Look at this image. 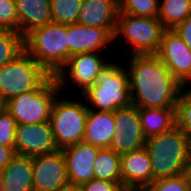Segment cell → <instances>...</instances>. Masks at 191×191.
<instances>
[{
    "label": "cell",
    "mask_w": 191,
    "mask_h": 191,
    "mask_svg": "<svg viewBox=\"0 0 191 191\" xmlns=\"http://www.w3.org/2000/svg\"><path fill=\"white\" fill-rule=\"evenodd\" d=\"M25 51L51 75L68 61V25L50 22L24 36Z\"/></svg>",
    "instance_id": "cell-4"
},
{
    "label": "cell",
    "mask_w": 191,
    "mask_h": 191,
    "mask_svg": "<svg viewBox=\"0 0 191 191\" xmlns=\"http://www.w3.org/2000/svg\"><path fill=\"white\" fill-rule=\"evenodd\" d=\"M0 29L18 31L15 0H0Z\"/></svg>",
    "instance_id": "cell-30"
},
{
    "label": "cell",
    "mask_w": 191,
    "mask_h": 191,
    "mask_svg": "<svg viewBox=\"0 0 191 191\" xmlns=\"http://www.w3.org/2000/svg\"><path fill=\"white\" fill-rule=\"evenodd\" d=\"M126 191H147L146 189H128Z\"/></svg>",
    "instance_id": "cell-38"
},
{
    "label": "cell",
    "mask_w": 191,
    "mask_h": 191,
    "mask_svg": "<svg viewBox=\"0 0 191 191\" xmlns=\"http://www.w3.org/2000/svg\"><path fill=\"white\" fill-rule=\"evenodd\" d=\"M188 85H190V86H186V87H189V89L191 90V82Z\"/></svg>",
    "instance_id": "cell-39"
},
{
    "label": "cell",
    "mask_w": 191,
    "mask_h": 191,
    "mask_svg": "<svg viewBox=\"0 0 191 191\" xmlns=\"http://www.w3.org/2000/svg\"><path fill=\"white\" fill-rule=\"evenodd\" d=\"M116 133L110 148L123 155L145 146L138 107L130 105L114 112Z\"/></svg>",
    "instance_id": "cell-11"
},
{
    "label": "cell",
    "mask_w": 191,
    "mask_h": 191,
    "mask_svg": "<svg viewBox=\"0 0 191 191\" xmlns=\"http://www.w3.org/2000/svg\"><path fill=\"white\" fill-rule=\"evenodd\" d=\"M152 182L151 158L145 146L121 155L123 189H146Z\"/></svg>",
    "instance_id": "cell-14"
},
{
    "label": "cell",
    "mask_w": 191,
    "mask_h": 191,
    "mask_svg": "<svg viewBox=\"0 0 191 191\" xmlns=\"http://www.w3.org/2000/svg\"><path fill=\"white\" fill-rule=\"evenodd\" d=\"M146 139L172 130L176 126V108H138Z\"/></svg>",
    "instance_id": "cell-21"
},
{
    "label": "cell",
    "mask_w": 191,
    "mask_h": 191,
    "mask_svg": "<svg viewBox=\"0 0 191 191\" xmlns=\"http://www.w3.org/2000/svg\"><path fill=\"white\" fill-rule=\"evenodd\" d=\"M18 32L25 36L32 29L52 22L50 0H15Z\"/></svg>",
    "instance_id": "cell-19"
},
{
    "label": "cell",
    "mask_w": 191,
    "mask_h": 191,
    "mask_svg": "<svg viewBox=\"0 0 191 191\" xmlns=\"http://www.w3.org/2000/svg\"><path fill=\"white\" fill-rule=\"evenodd\" d=\"M118 13V0H83L77 23L107 29L114 36Z\"/></svg>",
    "instance_id": "cell-17"
},
{
    "label": "cell",
    "mask_w": 191,
    "mask_h": 191,
    "mask_svg": "<svg viewBox=\"0 0 191 191\" xmlns=\"http://www.w3.org/2000/svg\"><path fill=\"white\" fill-rule=\"evenodd\" d=\"M93 171L94 179L121 182V155L111 148L99 149Z\"/></svg>",
    "instance_id": "cell-22"
},
{
    "label": "cell",
    "mask_w": 191,
    "mask_h": 191,
    "mask_svg": "<svg viewBox=\"0 0 191 191\" xmlns=\"http://www.w3.org/2000/svg\"><path fill=\"white\" fill-rule=\"evenodd\" d=\"M99 54L100 52L78 53L69 58L55 75L60 94L69 81L81 90L80 96L94 85L96 77L109 62V59Z\"/></svg>",
    "instance_id": "cell-9"
},
{
    "label": "cell",
    "mask_w": 191,
    "mask_h": 191,
    "mask_svg": "<svg viewBox=\"0 0 191 191\" xmlns=\"http://www.w3.org/2000/svg\"><path fill=\"white\" fill-rule=\"evenodd\" d=\"M52 75L26 51L0 67V97L8 100L39 89Z\"/></svg>",
    "instance_id": "cell-6"
},
{
    "label": "cell",
    "mask_w": 191,
    "mask_h": 191,
    "mask_svg": "<svg viewBox=\"0 0 191 191\" xmlns=\"http://www.w3.org/2000/svg\"><path fill=\"white\" fill-rule=\"evenodd\" d=\"M127 63L133 105L176 108L183 86L156 55H131Z\"/></svg>",
    "instance_id": "cell-1"
},
{
    "label": "cell",
    "mask_w": 191,
    "mask_h": 191,
    "mask_svg": "<svg viewBox=\"0 0 191 191\" xmlns=\"http://www.w3.org/2000/svg\"><path fill=\"white\" fill-rule=\"evenodd\" d=\"M174 31L191 50V15H189Z\"/></svg>",
    "instance_id": "cell-32"
},
{
    "label": "cell",
    "mask_w": 191,
    "mask_h": 191,
    "mask_svg": "<svg viewBox=\"0 0 191 191\" xmlns=\"http://www.w3.org/2000/svg\"><path fill=\"white\" fill-rule=\"evenodd\" d=\"M83 0H50L52 22L62 25L77 23Z\"/></svg>",
    "instance_id": "cell-25"
},
{
    "label": "cell",
    "mask_w": 191,
    "mask_h": 191,
    "mask_svg": "<svg viewBox=\"0 0 191 191\" xmlns=\"http://www.w3.org/2000/svg\"><path fill=\"white\" fill-rule=\"evenodd\" d=\"M113 43L114 36L107 29L78 23L68 25V60L78 53L102 52Z\"/></svg>",
    "instance_id": "cell-16"
},
{
    "label": "cell",
    "mask_w": 191,
    "mask_h": 191,
    "mask_svg": "<svg viewBox=\"0 0 191 191\" xmlns=\"http://www.w3.org/2000/svg\"><path fill=\"white\" fill-rule=\"evenodd\" d=\"M25 51L24 36L18 31L0 29V67Z\"/></svg>",
    "instance_id": "cell-24"
},
{
    "label": "cell",
    "mask_w": 191,
    "mask_h": 191,
    "mask_svg": "<svg viewBox=\"0 0 191 191\" xmlns=\"http://www.w3.org/2000/svg\"><path fill=\"white\" fill-rule=\"evenodd\" d=\"M5 110V102L3 99L0 97V113Z\"/></svg>",
    "instance_id": "cell-36"
},
{
    "label": "cell",
    "mask_w": 191,
    "mask_h": 191,
    "mask_svg": "<svg viewBox=\"0 0 191 191\" xmlns=\"http://www.w3.org/2000/svg\"><path fill=\"white\" fill-rule=\"evenodd\" d=\"M16 120L5 109L0 113V144L15 147Z\"/></svg>",
    "instance_id": "cell-29"
},
{
    "label": "cell",
    "mask_w": 191,
    "mask_h": 191,
    "mask_svg": "<svg viewBox=\"0 0 191 191\" xmlns=\"http://www.w3.org/2000/svg\"><path fill=\"white\" fill-rule=\"evenodd\" d=\"M147 191H191V172L154 180Z\"/></svg>",
    "instance_id": "cell-27"
},
{
    "label": "cell",
    "mask_w": 191,
    "mask_h": 191,
    "mask_svg": "<svg viewBox=\"0 0 191 191\" xmlns=\"http://www.w3.org/2000/svg\"><path fill=\"white\" fill-rule=\"evenodd\" d=\"M61 191H84L83 185L68 183Z\"/></svg>",
    "instance_id": "cell-34"
},
{
    "label": "cell",
    "mask_w": 191,
    "mask_h": 191,
    "mask_svg": "<svg viewBox=\"0 0 191 191\" xmlns=\"http://www.w3.org/2000/svg\"><path fill=\"white\" fill-rule=\"evenodd\" d=\"M156 56L182 86L191 82V50L174 30H164Z\"/></svg>",
    "instance_id": "cell-10"
},
{
    "label": "cell",
    "mask_w": 191,
    "mask_h": 191,
    "mask_svg": "<svg viewBox=\"0 0 191 191\" xmlns=\"http://www.w3.org/2000/svg\"><path fill=\"white\" fill-rule=\"evenodd\" d=\"M176 126L191 131V90L183 86L176 104Z\"/></svg>",
    "instance_id": "cell-28"
},
{
    "label": "cell",
    "mask_w": 191,
    "mask_h": 191,
    "mask_svg": "<svg viewBox=\"0 0 191 191\" xmlns=\"http://www.w3.org/2000/svg\"><path fill=\"white\" fill-rule=\"evenodd\" d=\"M191 15V0H159L158 19L165 30H174Z\"/></svg>",
    "instance_id": "cell-23"
},
{
    "label": "cell",
    "mask_w": 191,
    "mask_h": 191,
    "mask_svg": "<svg viewBox=\"0 0 191 191\" xmlns=\"http://www.w3.org/2000/svg\"><path fill=\"white\" fill-rule=\"evenodd\" d=\"M62 96L58 94L54 100L49 119L59 150L84 142L88 115V107L83 98L78 96L80 100L73 101L72 98Z\"/></svg>",
    "instance_id": "cell-5"
},
{
    "label": "cell",
    "mask_w": 191,
    "mask_h": 191,
    "mask_svg": "<svg viewBox=\"0 0 191 191\" xmlns=\"http://www.w3.org/2000/svg\"><path fill=\"white\" fill-rule=\"evenodd\" d=\"M99 149L85 142L61 149L66 161L69 183L83 185L94 179L93 164Z\"/></svg>",
    "instance_id": "cell-15"
},
{
    "label": "cell",
    "mask_w": 191,
    "mask_h": 191,
    "mask_svg": "<svg viewBox=\"0 0 191 191\" xmlns=\"http://www.w3.org/2000/svg\"><path fill=\"white\" fill-rule=\"evenodd\" d=\"M84 191H122L121 182L92 179L83 184Z\"/></svg>",
    "instance_id": "cell-31"
},
{
    "label": "cell",
    "mask_w": 191,
    "mask_h": 191,
    "mask_svg": "<svg viewBox=\"0 0 191 191\" xmlns=\"http://www.w3.org/2000/svg\"><path fill=\"white\" fill-rule=\"evenodd\" d=\"M61 90L54 75L39 89L20 94L5 103L18 124H38L50 119L52 105Z\"/></svg>",
    "instance_id": "cell-8"
},
{
    "label": "cell",
    "mask_w": 191,
    "mask_h": 191,
    "mask_svg": "<svg viewBox=\"0 0 191 191\" xmlns=\"http://www.w3.org/2000/svg\"><path fill=\"white\" fill-rule=\"evenodd\" d=\"M82 96L87 107L98 112H115L132 105L129 74L124 63L110 60Z\"/></svg>",
    "instance_id": "cell-2"
},
{
    "label": "cell",
    "mask_w": 191,
    "mask_h": 191,
    "mask_svg": "<svg viewBox=\"0 0 191 191\" xmlns=\"http://www.w3.org/2000/svg\"><path fill=\"white\" fill-rule=\"evenodd\" d=\"M185 132L172 130L146 139L145 147L151 158L153 181L190 172Z\"/></svg>",
    "instance_id": "cell-3"
},
{
    "label": "cell",
    "mask_w": 191,
    "mask_h": 191,
    "mask_svg": "<svg viewBox=\"0 0 191 191\" xmlns=\"http://www.w3.org/2000/svg\"><path fill=\"white\" fill-rule=\"evenodd\" d=\"M2 182L7 191H34L32 157L16 154L2 170Z\"/></svg>",
    "instance_id": "cell-20"
},
{
    "label": "cell",
    "mask_w": 191,
    "mask_h": 191,
    "mask_svg": "<svg viewBox=\"0 0 191 191\" xmlns=\"http://www.w3.org/2000/svg\"><path fill=\"white\" fill-rule=\"evenodd\" d=\"M115 133L114 112H98L88 108L85 143L100 149L110 148Z\"/></svg>",
    "instance_id": "cell-18"
},
{
    "label": "cell",
    "mask_w": 191,
    "mask_h": 191,
    "mask_svg": "<svg viewBox=\"0 0 191 191\" xmlns=\"http://www.w3.org/2000/svg\"><path fill=\"white\" fill-rule=\"evenodd\" d=\"M32 162L34 191H61L69 183L62 150L33 156Z\"/></svg>",
    "instance_id": "cell-12"
},
{
    "label": "cell",
    "mask_w": 191,
    "mask_h": 191,
    "mask_svg": "<svg viewBox=\"0 0 191 191\" xmlns=\"http://www.w3.org/2000/svg\"><path fill=\"white\" fill-rule=\"evenodd\" d=\"M50 122L18 124L15 133V152L33 157L58 151Z\"/></svg>",
    "instance_id": "cell-13"
},
{
    "label": "cell",
    "mask_w": 191,
    "mask_h": 191,
    "mask_svg": "<svg viewBox=\"0 0 191 191\" xmlns=\"http://www.w3.org/2000/svg\"><path fill=\"white\" fill-rule=\"evenodd\" d=\"M186 147H187V155H188V160L191 164V131H186Z\"/></svg>",
    "instance_id": "cell-35"
},
{
    "label": "cell",
    "mask_w": 191,
    "mask_h": 191,
    "mask_svg": "<svg viewBox=\"0 0 191 191\" xmlns=\"http://www.w3.org/2000/svg\"><path fill=\"white\" fill-rule=\"evenodd\" d=\"M15 155V147H6L0 144V170H3Z\"/></svg>",
    "instance_id": "cell-33"
},
{
    "label": "cell",
    "mask_w": 191,
    "mask_h": 191,
    "mask_svg": "<svg viewBox=\"0 0 191 191\" xmlns=\"http://www.w3.org/2000/svg\"><path fill=\"white\" fill-rule=\"evenodd\" d=\"M164 30L158 17L118 13L114 42L123 36L130 45L129 55H156Z\"/></svg>",
    "instance_id": "cell-7"
},
{
    "label": "cell",
    "mask_w": 191,
    "mask_h": 191,
    "mask_svg": "<svg viewBox=\"0 0 191 191\" xmlns=\"http://www.w3.org/2000/svg\"><path fill=\"white\" fill-rule=\"evenodd\" d=\"M4 189L3 182H2V170H0V191Z\"/></svg>",
    "instance_id": "cell-37"
},
{
    "label": "cell",
    "mask_w": 191,
    "mask_h": 191,
    "mask_svg": "<svg viewBox=\"0 0 191 191\" xmlns=\"http://www.w3.org/2000/svg\"><path fill=\"white\" fill-rule=\"evenodd\" d=\"M119 13L158 17L159 0H118Z\"/></svg>",
    "instance_id": "cell-26"
}]
</instances>
